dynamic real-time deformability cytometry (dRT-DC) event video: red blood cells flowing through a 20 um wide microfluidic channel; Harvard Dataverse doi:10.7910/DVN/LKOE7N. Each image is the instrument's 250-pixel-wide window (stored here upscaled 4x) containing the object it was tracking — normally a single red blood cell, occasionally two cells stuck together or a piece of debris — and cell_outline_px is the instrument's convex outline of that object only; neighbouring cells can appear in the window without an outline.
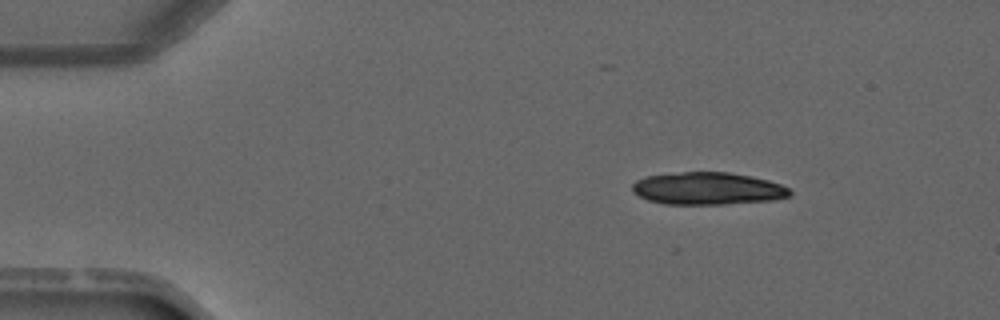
{"species": "common noctule bat (a hibernating species)", "species_latin": "Nyctalus noctula", "temperature_condition": "warm", "stored_images_in_passage": 3, "camera_frame_rate_fps": 3000, "um_per_image_px": 0.085, "animal": {"sex": "male", "forearm_length_mm": 52.5}, "frame": {"image": 1, "passage_image": 1, "time_ms": 0.0, "image_size_px": [1000, 320], "cell_outline_px": [[792, 196], [772, 200], [724, 204], [664, 204], [648, 200], [632, 192], [632, 184], [636, 180], [644, 176], [680, 172], [728, 172], [752, 176], [768, 180], [780, 184], [788, 188], [792, 192]], "centroid_in_image_um": [60.14, 16.02], "position_along_channel_um": 24.9, "area_um2": 29.88}}